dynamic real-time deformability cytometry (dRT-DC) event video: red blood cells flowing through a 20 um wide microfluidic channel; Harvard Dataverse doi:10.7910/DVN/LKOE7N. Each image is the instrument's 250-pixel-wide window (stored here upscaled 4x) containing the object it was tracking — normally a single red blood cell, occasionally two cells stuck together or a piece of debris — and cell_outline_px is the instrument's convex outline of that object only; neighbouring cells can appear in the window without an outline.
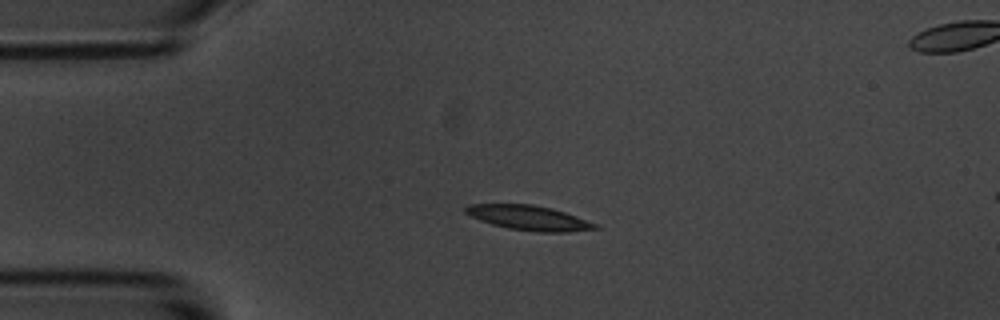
{"species": "common noctule bat (a hibernating species)", "species_latin": "Nyctalus noctula", "temperature_condition": "room temperature", "stored_images_in_passage": 4, "segment_of_instrument_passage": [1, 2], "camera_frame_rate_fps": 3000, "um_per_image_px": 0.085, "animal": {"sex": "male", "body_mass_g": 20.1, "forearm_length_mm": 53.5}, "frame": {"image": 1, "passage_image": 2, "time_ms": 1.333, "image_size_px": [1000, 320], "cell_outline_px": [[600, 228], [568, 232], [536, 232], [508, 228], [492, 224], [480, 220], [464, 212], [464, 208], [468, 204], [532, 204], [552, 208], [600, 224]], "centroid_in_image_um": [44.99, 18.52], "position_along_channel_um": 40.0, "area_um2": 18.73}}